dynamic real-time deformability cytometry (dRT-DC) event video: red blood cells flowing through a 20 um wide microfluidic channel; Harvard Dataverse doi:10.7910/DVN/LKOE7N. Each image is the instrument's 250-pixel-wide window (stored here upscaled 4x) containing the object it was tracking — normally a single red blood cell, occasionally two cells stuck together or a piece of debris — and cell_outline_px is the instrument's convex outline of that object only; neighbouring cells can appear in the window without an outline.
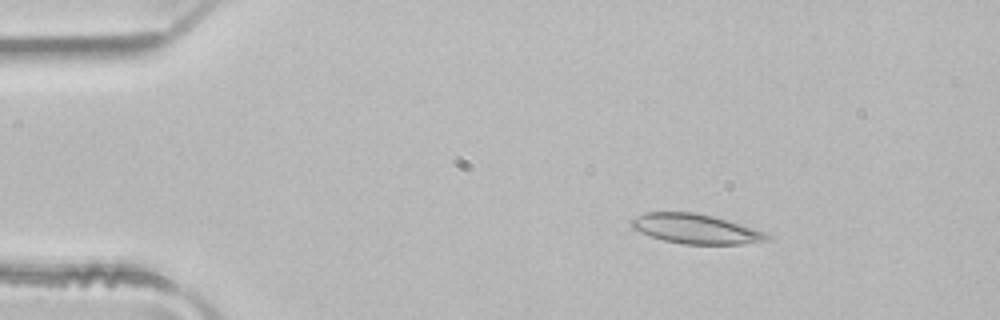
{"species": "common noctule bat (a hibernating species)", "species_latin": "Nyctalus noctula", "temperature_condition": "room temperature", "stored_images_in_passage": 5, "camera_frame_rate_fps": 3000, "um_per_image_px": 0.085, "animal": {"sex": "male", "body_mass_g": 21.5, "forearm_length_mm": 52.0}, "frame": {"image": 1, "passage_image": 3, "time_ms": 0.667, "image_size_px": [1000, 320], "cell_outline_px": [[772, 236], [768, 240], [740, 244], [684, 244], [664, 240], [640, 232], [632, 228], [628, 224], [628, 220], [644, 212], [696, 212], [728, 220], [768, 232]], "centroid_in_image_um": [59.12, 19.44], "position_along_channel_um": 25.9, "area_um2": 23.64}}